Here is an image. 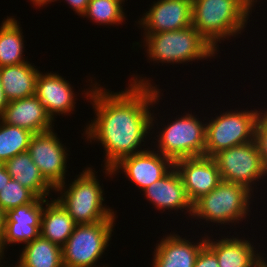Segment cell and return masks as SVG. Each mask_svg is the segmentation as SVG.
<instances>
[{
  "instance_id": "1",
  "label": "cell",
  "mask_w": 267,
  "mask_h": 267,
  "mask_svg": "<svg viewBox=\"0 0 267 267\" xmlns=\"http://www.w3.org/2000/svg\"><path fill=\"white\" fill-rule=\"evenodd\" d=\"M137 77L131 78L125 91L110 92L93 83L90 87H94L84 93L96 113L84 134L88 141L98 140L104 148V168H112L122 158L148 149L142 150L141 144L154 128L156 118L149 109L159 102L160 89L149 78Z\"/></svg>"
},
{
  "instance_id": "2",
  "label": "cell",
  "mask_w": 267,
  "mask_h": 267,
  "mask_svg": "<svg viewBox=\"0 0 267 267\" xmlns=\"http://www.w3.org/2000/svg\"><path fill=\"white\" fill-rule=\"evenodd\" d=\"M252 7L247 0H192V26L218 51V42L241 34Z\"/></svg>"
},
{
  "instance_id": "3",
  "label": "cell",
  "mask_w": 267,
  "mask_h": 267,
  "mask_svg": "<svg viewBox=\"0 0 267 267\" xmlns=\"http://www.w3.org/2000/svg\"><path fill=\"white\" fill-rule=\"evenodd\" d=\"M94 172L96 171L92 167H87L80 175L78 174L76 179H73L69 187L63 182L54 189L61 194L56 200L77 225L116 219L113 209L106 207V204L103 205L104 189L102 190Z\"/></svg>"
},
{
  "instance_id": "4",
  "label": "cell",
  "mask_w": 267,
  "mask_h": 267,
  "mask_svg": "<svg viewBox=\"0 0 267 267\" xmlns=\"http://www.w3.org/2000/svg\"><path fill=\"white\" fill-rule=\"evenodd\" d=\"M143 34L148 59L157 63L182 64L217 54L216 49L192 25L176 31Z\"/></svg>"
},
{
  "instance_id": "5",
  "label": "cell",
  "mask_w": 267,
  "mask_h": 267,
  "mask_svg": "<svg viewBox=\"0 0 267 267\" xmlns=\"http://www.w3.org/2000/svg\"><path fill=\"white\" fill-rule=\"evenodd\" d=\"M251 194L245 186L222 180L193 204L192 217L219 225L239 223L249 216Z\"/></svg>"
},
{
  "instance_id": "6",
  "label": "cell",
  "mask_w": 267,
  "mask_h": 267,
  "mask_svg": "<svg viewBox=\"0 0 267 267\" xmlns=\"http://www.w3.org/2000/svg\"><path fill=\"white\" fill-rule=\"evenodd\" d=\"M261 111H227L206 123L205 156L254 140L256 122Z\"/></svg>"
},
{
  "instance_id": "7",
  "label": "cell",
  "mask_w": 267,
  "mask_h": 267,
  "mask_svg": "<svg viewBox=\"0 0 267 267\" xmlns=\"http://www.w3.org/2000/svg\"><path fill=\"white\" fill-rule=\"evenodd\" d=\"M115 220L76 225L73 233L62 246L64 267H96L109 246ZM108 267V266H103Z\"/></svg>"
},
{
  "instance_id": "8",
  "label": "cell",
  "mask_w": 267,
  "mask_h": 267,
  "mask_svg": "<svg viewBox=\"0 0 267 267\" xmlns=\"http://www.w3.org/2000/svg\"><path fill=\"white\" fill-rule=\"evenodd\" d=\"M162 127L157 135V152L174 162L181 158L205 156L206 124L186 113Z\"/></svg>"
},
{
  "instance_id": "9",
  "label": "cell",
  "mask_w": 267,
  "mask_h": 267,
  "mask_svg": "<svg viewBox=\"0 0 267 267\" xmlns=\"http://www.w3.org/2000/svg\"><path fill=\"white\" fill-rule=\"evenodd\" d=\"M213 158L223 181L245 186L252 193V184L267 175L254 140L221 150Z\"/></svg>"
},
{
  "instance_id": "10",
  "label": "cell",
  "mask_w": 267,
  "mask_h": 267,
  "mask_svg": "<svg viewBox=\"0 0 267 267\" xmlns=\"http://www.w3.org/2000/svg\"><path fill=\"white\" fill-rule=\"evenodd\" d=\"M67 151L53 129L33 134L30 139L27 152L54 189L66 181Z\"/></svg>"
},
{
  "instance_id": "11",
  "label": "cell",
  "mask_w": 267,
  "mask_h": 267,
  "mask_svg": "<svg viewBox=\"0 0 267 267\" xmlns=\"http://www.w3.org/2000/svg\"><path fill=\"white\" fill-rule=\"evenodd\" d=\"M155 149L144 150L122 158L112 168H104L106 175H114L122 170L132 183L142 191L152 183L164 177L174 166L175 162L163 156Z\"/></svg>"
},
{
  "instance_id": "12",
  "label": "cell",
  "mask_w": 267,
  "mask_h": 267,
  "mask_svg": "<svg viewBox=\"0 0 267 267\" xmlns=\"http://www.w3.org/2000/svg\"><path fill=\"white\" fill-rule=\"evenodd\" d=\"M175 168L180 173L187 197L192 204L215 189L222 181L213 157L181 158L175 161Z\"/></svg>"
},
{
  "instance_id": "13",
  "label": "cell",
  "mask_w": 267,
  "mask_h": 267,
  "mask_svg": "<svg viewBox=\"0 0 267 267\" xmlns=\"http://www.w3.org/2000/svg\"><path fill=\"white\" fill-rule=\"evenodd\" d=\"M137 23L144 33L176 31L192 25V0H157Z\"/></svg>"
},
{
  "instance_id": "14",
  "label": "cell",
  "mask_w": 267,
  "mask_h": 267,
  "mask_svg": "<svg viewBox=\"0 0 267 267\" xmlns=\"http://www.w3.org/2000/svg\"><path fill=\"white\" fill-rule=\"evenodd\" d=\"M47 199L37 197L32 203L5 212L3 256L9 244H26L40 235L43 205Z\"/></svg>"
},
{
  "instance_id": "15",
  "label": "cell",
  "mask_w": 267,
  "mask_h": 267,
  "mask_svg": "<svg viewBox=\"0 0 267 267\" xmlns=\"http://www.w3.org/2000/svg\"><path fill=\"white\" fill-rule=\"evenodd\" d=\"M71 84L56 73L39 72L36 79L35 96L41 101L54 121L55 115H68L74 111L76 98Z\"/></svg>"
},
{
  "instance_id": "16",
  "label": "cell",
  "mask_w": 267,
  "mask_h": 267,
  "mask_svg": "<svg viewBox=\"0 0 267 267\" xmlns=\"http://www.w3.org/2000/svg\"><path fill=\"white\" fill-rule=\"evenodd\" d=\"M0 120L8 125L29 130L33 134L52 130L54 126L53 120L35 95L9 101Z\"/></svg>"
},
{
  "instance_id": "17",
  "label": "cell",
  "mask_w": 267,
  "mask_h": 267,
  "mask_svg": "<svg viewBox=\"0 0 267 267\" xmlns=\"http://www.w3.org/2000/svg\"><path fill=\"white\" fill-rule=\"evenodd\" d=\"M148 201L153 203L157 210H187L192 216L193 204L187 197L183 180L175 166L158 181L143 190Z\"/></svg>"
},
{
  "instance_id": "18",
  "label": "cell",
  "mask_w": 267,
  "mask_h": 267,
  "mask_svg": "<svg viewBox=\"0 0 267 267\" xmlns=\"http://www.w3.org/2000/svg\"><path fill=\"white\" fill-rule=\"evenodd\" d=\"M197 243L178 234H169L161 239L154 249L152 267H194L200 250L206 245V237Z\"/></svg>"
},
{
  "instance_id": "19",
  "label": "cell",
  "mask_w": 267,
  "mask_h": 267,
  "mask_svg": "<svg viewBox=\"0 0 267 267\" xmlns=\"http://www.w3.org/2000/svg\"><path fill=\"white\" fill-rule=\"evenodd\" d=\"M206 237V245L216 254L219 267H261L267 261L244 238L232 236L214 241Z\"/></svg>"
},
{
  "instance_id": "20",
  "label": "cell",
  "mask_w": 267,
  "mask_h": 267,
  "mask_svg": "<svg viewBox=\"0 0 267 267\" xmlns=\"http://www.w3.org/2000/svg\"><path fill=\"white\" fill-rule=\"evenodd\" d=\"M30 62L0 67L1 82L9 101L35 95L38 68Z\"/></svg>"
},
{
  "instance_id": "21",
  "label": "cell",
  "mask_w": 267,
  "mask_h": 267,
  "mask_svg": "<svg viewBox=\"0 0 267 267\" xmlns=\"http://www.w3.org/2000/svg\"><path fill=\"white\" fill-rule=\"evenodd\" d=\"M11 179L31 190L38 198H46L54 188L44 179L28 152L20 153L5 163Z\"/></svg>"
},
{
  "instance_id": "22",
  "label": "cell",
  "mask_w": 267,
  "mask_h": 267,
  "mask_svg": "<svg viewBox=\"0 0 267 267\" xmlns=\"http://www.w3.org/2000/svg\"><path fill=\"white\" fill-rule=\"evenodd\" d=\"M45 206L41 216L40 235L62 247L77 224L56 199L50 202L46 200Z\"/></svg>"
},
{
  "instance_id": "23",
  "label": "cell",
  "mask_w": 267,
  "mask_h": 267,
  "mask_svg": "<svg viewBox=\"0 0 267 267\" xmlns=\"http://www.w3.org/2000/svg\"><path fill=\"white\" fill-rule=\"evenodd\" d=\"M19 257L22 267H64L62 247L41 235L26 243Z\"/></svg>"
},
{
  "instance_id": "24",
  "label": "cell",
  "mask_w": 267,
  "mask_h": 267,
  "mask_svg": "<svg viewBox=\"0 0 267 267\" xmlns=\"http://www.w3.org/2000/svg\"><path fill=\"white\" fill-rule=\"evenodd\" d=\"M3 21L0 26V67L28 62L23 57L24 36L19 23L8 16Z\"/></svg>"
},
{
  "instance_id": "25",
  "label": "cell",
  "mask_w": 267,
  "mask_h": 267,
  "mask_svg": "<svg viewBox=\"0 0 267 267\" xmlns=\"http://www.w3.org/2000/svg\"><path fill=\"white\" fill-rule=\"evenodd\" d=\"M33 133L0 120V163L28 151Z\"/></svg>"
},
{
  "instance_id": "26",
  "label": "cell",
  "mask_w": 267,
  "mask_h": 267,
  "mask_svg": "<svg viewBox=\"0 0 267 267\" xmlns=\"http://www.w3.org/2000/svg\"><path fill=\"white\" fill-rule=\"evenodd\" d=\"M125 0H90L83 18L87 17L100 25L121 24L125 19L122 3Z\"/></svg>"
},
{
  "instance_id": "27",
  "label": "cell",
  "mask_w": 267,
  "mask_h": 267,
  "mask_svg": "<svg viewBox=\"0 0 267 267\" xmlns=\"http://www.w3.org/2000/svg\"><path fill=\"white\" fill-rule=\"evenodd\" d=\"M37 196L19 182L10 179L0 191V208L7 212L13 208L32 203Z\"/></svg>"
},
{
  "instance_id": "28",
  "label": "cell",
  "mask_w": 267,
  "mask_h": 267,
  "mask_svg": "<svg viewBox=\"0 0 267 267\" xmlns=\"http://www.w3.org/2000/svg\"><path fill=\"white\" fill-rule=\"evenodd\" d=\"M264 112V113H262ZM259 114L256 128L254 141L256 142L262 164L267 170V109Z\"/></svg>"
},
{
  "instance_id": "29",
  "label": "cell",
  "mask_w": 267,
  "mask_h": 267,
  "mask_svg": "<svg viewBox=\"0 0 267 267\" xmlns=\"http://www.w3.org/2000/svg\"><path fill=\"white\" fill-rule=\"evenodd\" d=\"M194 267H219L216 254L205 245L200 250Z\"/></svg>"
},
{
  "instance_id": "30",
  "label": "cell",
  "mask_w": 267,
  "mask_h": 267,
  "mask_svg": "<svg viewBox=\"0 0 267 267\" xmlns=\"http://www.w3.org/2000/svg\"><path fill=\"white\" fill-rule=\"evenodd\" d=\"M65 1H67V3L71 6L70 8H72L73 11H75L81 17L85 13L87 5L90 2V0H65Z\"/></svg>"
},
{
  "instance_id": "31",
  "label": "cell",
  "mask_w": 267,
  "mask_h": 267,
  "mask_svg": "<svg viewBox=\"0 0 267 267\" xmlns=\"http://www.w3.org/2000/svg\"><path fill=\"white\" fill-rule=\"evenodd\" d=\"M5 227V212L0 208V263L3 257V236Z\"/></svg>"
},
{
  "instance_id": "32",
  "label": "cell",
  "mask_w": 267,
  "mask_h": 267,
  "mask_svg": "<svg viewBox=\"0 0 267 267\" xmlns=\"http://www.w3.org/2000/svg\"><path fill=\"white\" fill-rule=\"evenodd\" d=\"M10 179L11 176L8 174L5 164L0 163V191L5 187Z\"/></svg>"
},
{
  "instance_id": "33",
  "label": "cell",
  "mask_w": 267,
  "mask_h": 267,
  "mask_svg": "<svg viewBox=\"0 0 267 267\" xmlns=\"http://www.w3.org/2000/svg\"><path fill=\"white\" fill-rule=\"evenodd\" d=\"M8 103H9V100L7 99L4 93V89L2 86V82H1V76H0V116L3 114V111L7 107Z\"/></svg>"
},
{
  "instance_id": "34",
  "label": "cell",
  "mask_w": 267,
  "mask_h": 267,
  "mask_svg": "<svg viewBox=\"0 0 267 267\" xmlns=\"http://www.w3.org/2000/svg\"><path fill=\"white\" fill-rule=\"evenodd\" d=\"M56 0H31V2L36 5V7L39 6L40 7H43L45 6L46 4H50V2H55Z\"/></svg>"
},
{
  "instance_id": "35",
  "label": "cell",
  "mask_w": 267,
  "mask_h": 267,
  "mask_svg": "<svg viewBox=\"0 0 267 267\" xmlns=\"http://www.w3.org/2000/svg\"><path fill=\"white\" fill-rule=\"evenodd\" d=\"M252 6H254V2H257V0H247Z\"/></svg>"
},
{
  "instance_id": "36",
  "label": "cell",
  "mask_w": 267,
  "mask_h": 267,
  "mask_svg": "<svg viewBox=\"0 0 267 267\" xmlns=\"http://www.w3.org/2000/svg\"><path fill=\"white\" fill-rule=\"evenodd\" d=\"M3 265H1L0 267H2ZM8 267V266H7ZM10 267V266H9ZM14 267H22L21 265H20V263L17 261V264L14 266Z\"/></svg>"
},
{
  "instance_id": "37",
  "label": "cell",
  "mask_w": 267,
  "mask_h": 267,
  "mask_svg": "<svg viewBox=\"0 0 267 267\" xmlns=\"http://www.w3.org/2000/svg\"><path fill=\"white\" fill-rule=\"evenodd\" d=\"M261 267H267V261Z\"/></svg>"
}]
</instances>
